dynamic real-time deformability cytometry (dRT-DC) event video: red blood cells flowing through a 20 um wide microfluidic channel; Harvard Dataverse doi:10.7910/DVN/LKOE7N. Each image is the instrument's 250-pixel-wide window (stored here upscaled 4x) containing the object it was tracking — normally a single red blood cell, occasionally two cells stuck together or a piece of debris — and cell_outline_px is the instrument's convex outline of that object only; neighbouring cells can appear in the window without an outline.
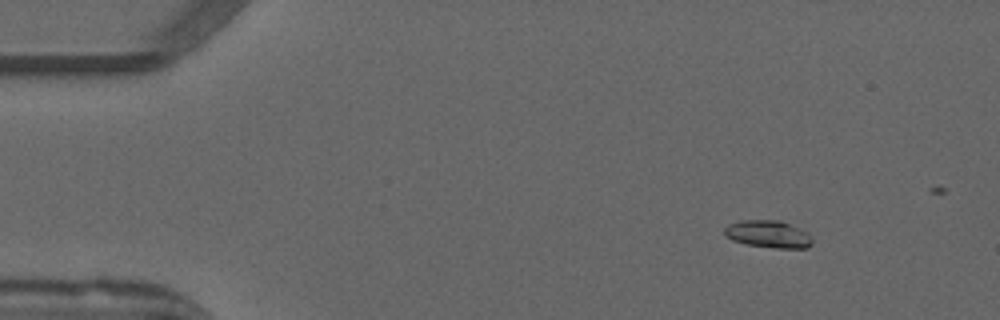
{"species": "common noctule bat (a hibernating species)", "species_latin": "Nyctalus noctula", "temperature_condition": "warm", "stored_images_in_passage": 16, "camera_frame_rate_fps": 3000, "um_per_image_px": 0.085, "animal": {"sex": "male", "forearm_length_mm": 52.5}, "frame": {"image": 1, "passage_image": 6, "time_ms": 1.667, "image_size_px": [1000, 320], "cell_outline_px": [[812, 244], [808, 248], [776, 248], [748, 244], [732, 240], [724, 232], [724, 228], [728, 224], [740, 220], [780, 220], [800, 228], [808, 232], [812, 240]], "centroid_in_image_um": [65.33, 19.89], "position_along_channel_um": 19.7, "area_um2": 13.99}}
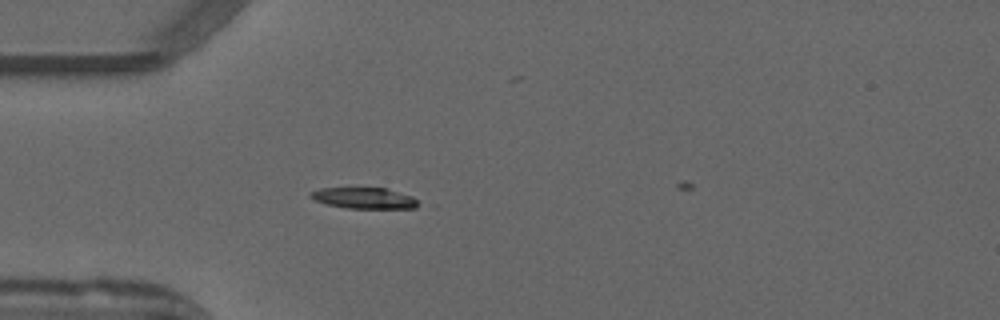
{"frame": {"image": 2, "passage_image": 15, "time_ms": 4.667, "image_size_px": [1000, 320], "cell_outline_px": [[424, 204], [416, 208], [348, 208], [328, 204], [316, 200], [308, 196], [312, 192], [320, 188], [384, 188], [412, 196]], "centroid_in_image_um": [31.04, 16.84], "position_along_channel_um": 54.0, "area_um2": 13.12}}